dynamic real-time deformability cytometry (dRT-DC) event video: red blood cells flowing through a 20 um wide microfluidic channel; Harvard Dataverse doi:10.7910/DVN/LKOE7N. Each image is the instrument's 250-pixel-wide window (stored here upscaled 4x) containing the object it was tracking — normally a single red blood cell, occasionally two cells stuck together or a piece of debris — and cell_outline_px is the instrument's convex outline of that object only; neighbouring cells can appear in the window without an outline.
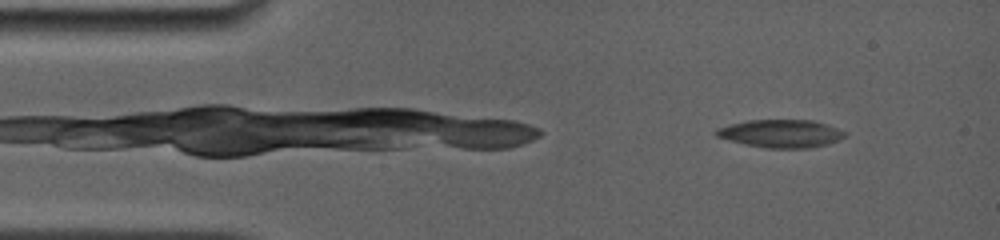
{"species": "common noctule bat (a hibernating species)", "species_latin": "Nyctalus noctula", "temperature_condition": "room temperature", "stored_images_in_passage": 12, "camera_frame_rate_fps": 4000, "um_per_image_px": 0.085, "animal": {"sex": "female", "body_mass_g": 19.0, "forearm_length_mm": 56.7}, "frame": {"image": 1, "passage_image": 3, "time_ms": 1.5, "image_size_px": [1000, 240], "cell_outline_px": [[848, 132], [840, 140], [828, 144], [808, 148], [764, 148], [744, 144], [716, 136], [712, 132], [716, 128], [748, 120], [812, 120], [828, 124]], "centroid_in_image_um": [66.4, 11.35], "position_along_channel_um": 18.6, "area_um2": 21.1}}
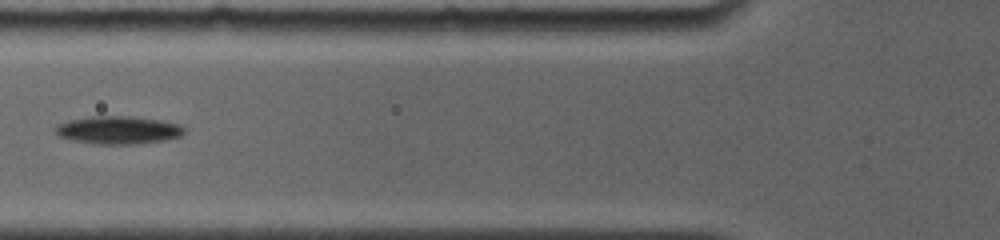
{"frame": {"image": 2, "passage_image": 9, "time_ms": 6.25, "image_size_px": [1000, 240], "cell_outline_px": [[184, 132], [180, 136], [164, 140], [132, 144], [104, 144], [76, 140], [60, 136], [56, 132], [56, 124], [68, 120], [88, 116], [128, 116], [160, 120], [180, 124], [184, 128]], "centroid_in_image_um": [10.06, 11.03], "position_along_channel_um": 115.7, "area_um2": 20.63}}
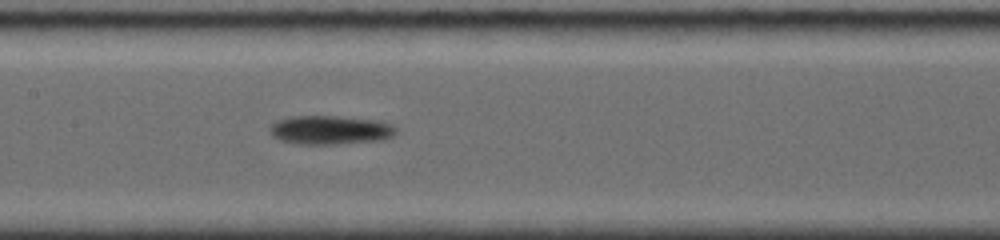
{"frame": {"image": 3, "passage_image": 11, "time_ms": 8.0, "image_size_px": [1000, 240], "cell_outline_px": [[400, 132], [392, 136], [380, 140], [332, 144], [296, 144], [280, 140], [272, 136], [268, 128], [272, 124], [280, 120], [292, 116], [336, 116], [380, 120], [392, 124]], "centroid_in_image_um": [28.1, 11.04], "position_along_channel_um": 179.3, "area_um2": 21.33}}